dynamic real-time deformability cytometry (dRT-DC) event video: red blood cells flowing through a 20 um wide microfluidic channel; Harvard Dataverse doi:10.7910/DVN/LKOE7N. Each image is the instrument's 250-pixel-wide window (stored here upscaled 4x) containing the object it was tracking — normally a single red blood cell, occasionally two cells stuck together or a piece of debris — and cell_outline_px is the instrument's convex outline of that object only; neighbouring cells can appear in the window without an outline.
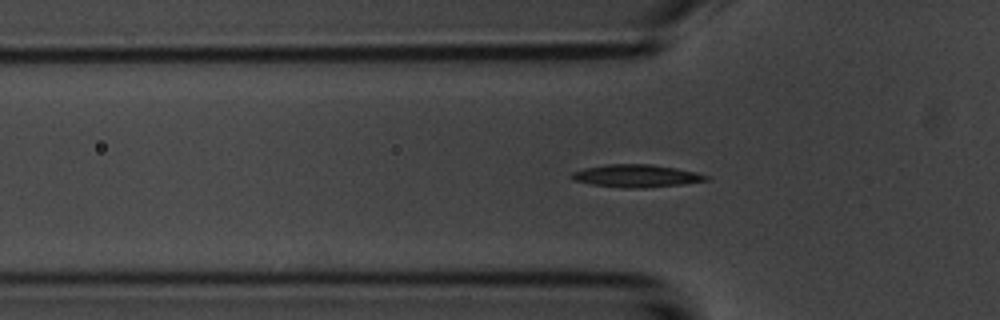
{"species": "common noctule bat (a hibernating species)", "species_latin": "Nyctalus noctula", "temperature_condition": "room temperature", "stored_images_in_passage": 44, "camera_frame_rate_fps": 3000, "um_per_image_px": 0.085, "animal": {"sex": "male", "body_mass_g": 20.1, "forearm_length_mm": 53.5}, "frame": {"image": 1, "passage_image": 6, "time_ms": 1.667, "image_size_px": [1000, 320], "cell_outline_px": [[708, 180], [684, 184], [644, 188], [624, 188], [592, 184], [572, 180], [568, 176], [572, 172], [584, 168], [608, 164], [652, 164], [676, 168], [696, 172], [708, 176]], "centroid_in_image_um": [54.05, 14.95], "position_along_channel_um": 71.7, "area_um2": 17.8}}
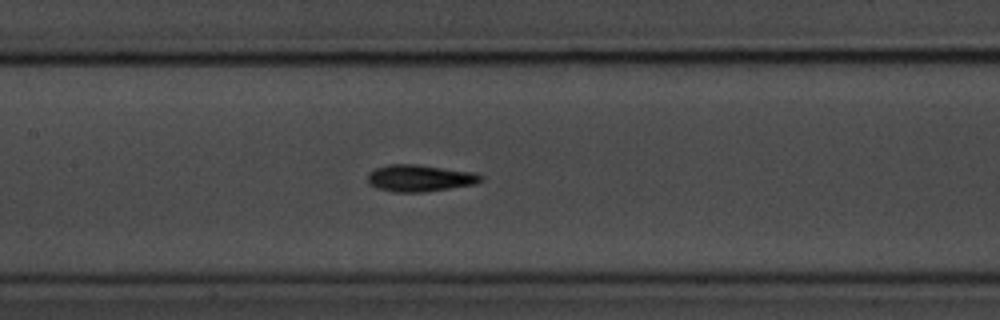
{"frame": {"image": 2, "passage_image": 14, "time_ms": 4.333, "image_size_px": [1000, 320], "cell_outline_px": [[484, 180], [476, 184], [424, 192], [392, 192], [376, 188], [368, 184], [368, 172], [376, 168], [388, 164], [420, 164], [472, 172], [484, 176]], "centroid_in_image_um": [35.67, 15.14], "position_along_channel_um": 171.7, "area_um2": 17.92}}
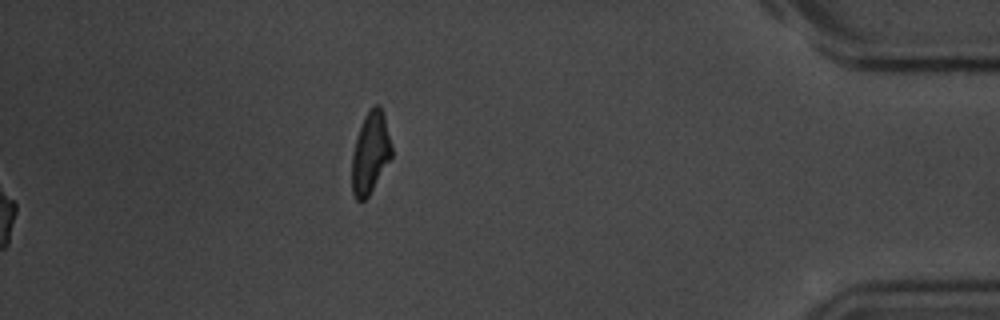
{"frame": {"image": 3, "passage_image": 44, "time_ms": 14.333, "image_size_px": [1000, 320], "cell_outline_px": [[392, 156], [368, 196], [364, 200], [356, 200], [352, 192], [352, 152], [356, 136], [364, 116], [372, 104], [380, 104], [384, 116], [392, 144]], "centroid_in_image_um": [31.47, 12.94], "position_along_channel_um": 403.7, "area_um2": 18.96}, "authors_computed_cell_mechanics": {"area_um2": 16.9932, "velocity_mm_per_s": 3.7159, "shape_relaxation_time_tau1_ms": 3.3556, "shape_relaxation_time_tau2_ms": 3.1686, "deformation_change_tau1": 0.1521, "deformation_change_tau2": 0.107}}